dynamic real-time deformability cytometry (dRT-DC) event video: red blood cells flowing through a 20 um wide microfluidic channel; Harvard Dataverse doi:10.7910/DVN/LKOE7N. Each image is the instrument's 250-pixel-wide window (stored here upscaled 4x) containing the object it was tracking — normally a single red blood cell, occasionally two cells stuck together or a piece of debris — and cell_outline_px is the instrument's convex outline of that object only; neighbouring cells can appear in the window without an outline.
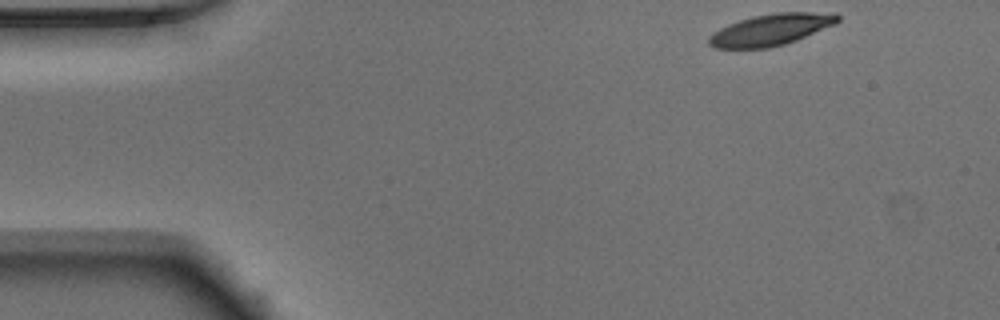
{"species": "Egyptian fruit bat (a non-hibernating species)", "species_latin": "Rousettus aegyptiacus", "temperature_condition": "warm", "stored_images_in_passage": 10, "camera_frame_rate_fps": 3000, "um_per_image_px": 0.085, "animal": {"sex": "male"}, "frame": {"image": 1, "passage_image": 1, "time_ms": 0.0, "image_size_px": [1000, 320], "cell_outline_px": [[840, 20], [836, 24], [796, 40], [784, 44], [768, 48], [716, 48], [708, 44], [708, 36], [720, 28], [728, 24], [752, 16], [776, 12], [836, 12], [840, 16]], "centroid_in_image_um": [65.56, 2.51], "position_along_channel_um": 19.4, "area_um2": 23.76}}
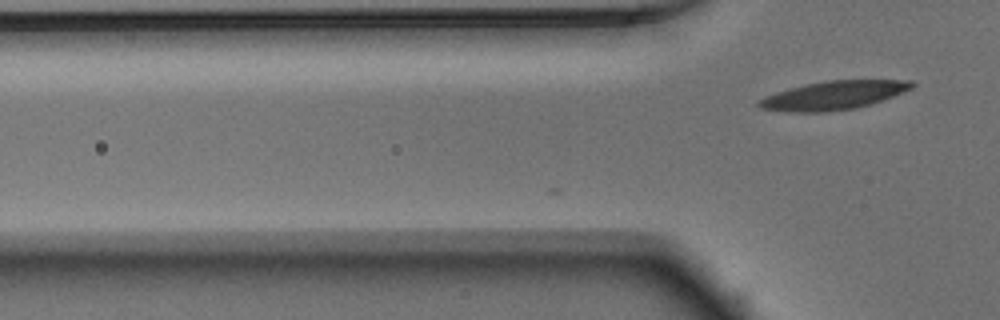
{"frame": {"image": 2, "passage_image": 10, "time_ms": 3.0, "image_size_px": [1000, 320], "cell_outline_px": [[916, 84], [912, 88], [892, 96], [856, 108], [824, 112], [784, 112], [760, 108], [756, 104], [756, 100], [764, 96], [788, 88], [804, 84], [828, 80], [912, 80]], "centroid_in_image_um": [70.77, 8.1], "position_along_channel_um": 55.0, "area_um2": 25.55}}